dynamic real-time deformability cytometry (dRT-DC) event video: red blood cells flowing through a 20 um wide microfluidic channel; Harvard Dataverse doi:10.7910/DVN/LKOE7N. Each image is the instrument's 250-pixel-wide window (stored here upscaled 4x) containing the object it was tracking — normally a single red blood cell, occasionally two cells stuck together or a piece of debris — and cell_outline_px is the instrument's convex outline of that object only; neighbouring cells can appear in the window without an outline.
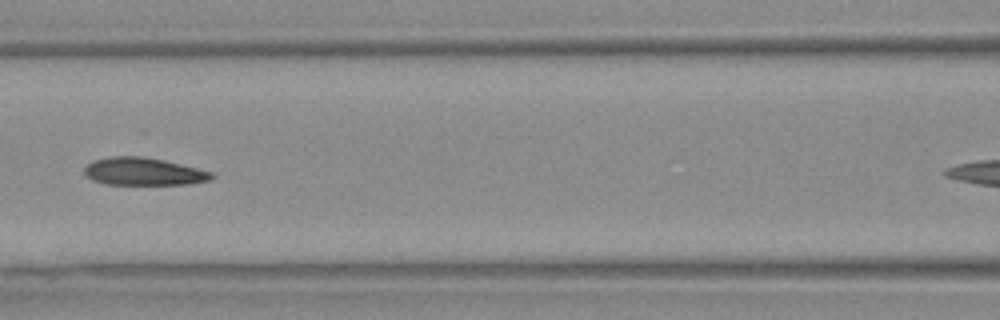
{"species": "Egyptian fruit bat (a non-hibernating species)", "species_latin": "Rousettus aegyptiacus", "temperature_condition": "warm", "stored_images_in_passage": 8, "camera_frame_rate_fps": 3000, "um_per_image_px": 0.085, "animal": {"sex": "female"}, "frame": {"image": 1, "passage_image": 5, "time_ms": 1.333, "image_size_px": [1000, 320], "cell_outline_px": [[216, 176], [208, 180], [188, 184], [104, 184], [92, 180], [84, 172], [84, 168], [88, 164], [96, 160], [112, 156], [140, 156], [164, 160], [212, 172]], "centroid_in_image_um": [12.2, 14.58], "position_along_channel_um": 154.4, "area_um2": 20.23}}
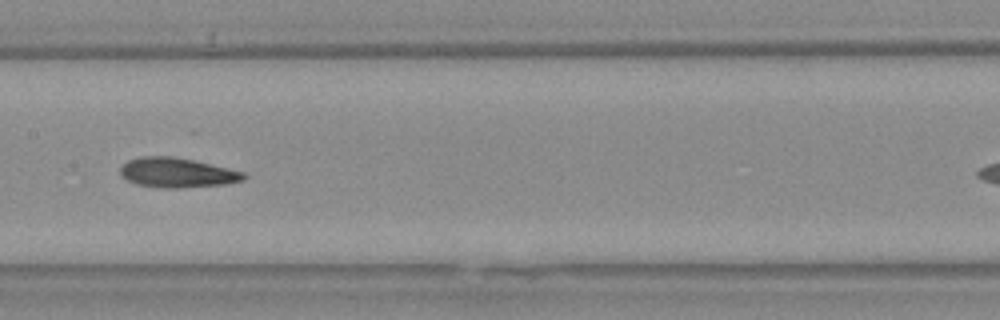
{"frame": {"image": 2, "passage_image": 6, "time_ms": 1.667, "image_size_px": [1000, 320], "cell_outline_px": [[248, 176], [244, 180], [224, 184], [180, 188], [164, 188], [136, 184], [120, 176], [120, 168], [128, 160], [140, 156], [172, 156], [192, 160], [228, 168], [244, 172]], "centroid_in_image_um": [15.04, 14.68], "position_along_channel_um": 192.4, "area_um2": 21.33}}